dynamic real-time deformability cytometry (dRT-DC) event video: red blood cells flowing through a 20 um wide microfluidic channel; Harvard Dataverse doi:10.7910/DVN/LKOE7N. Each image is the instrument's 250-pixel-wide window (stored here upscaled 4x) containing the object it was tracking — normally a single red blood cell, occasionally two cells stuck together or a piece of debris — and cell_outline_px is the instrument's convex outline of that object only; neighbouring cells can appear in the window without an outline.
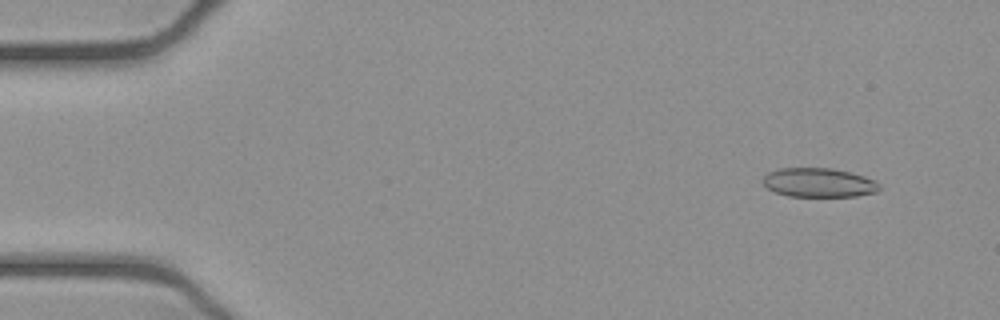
{"species": "common noctule bat (a hibernating species)", "species_latin": "Nyctalus noctula", "temperature_condition": "cold", "stored_images_in_passage": 8, "camera_frame_rate_fps": 3000, "um_per_image_px": 0.085, "animal": {"sex": "female", "body_mass_g": 21.9}, "frame": {"image": 1, "passage_image": 5, "time_ms": 1.333, "image_size_px": [1000, 320], "cell_outline_px": [[880, 188], [876, 192], [856, 196], [788, 196], [776, 192], [768, 188], [764, 184], [764, 176], [768, 172], [780, 168], [832, 168], [864, 176], [876, 180], [880, 184]], "centroid_in_image_um": [69.62, 15.52], "position_along_channel_um": 15.4, "area_um2": 19.65}}